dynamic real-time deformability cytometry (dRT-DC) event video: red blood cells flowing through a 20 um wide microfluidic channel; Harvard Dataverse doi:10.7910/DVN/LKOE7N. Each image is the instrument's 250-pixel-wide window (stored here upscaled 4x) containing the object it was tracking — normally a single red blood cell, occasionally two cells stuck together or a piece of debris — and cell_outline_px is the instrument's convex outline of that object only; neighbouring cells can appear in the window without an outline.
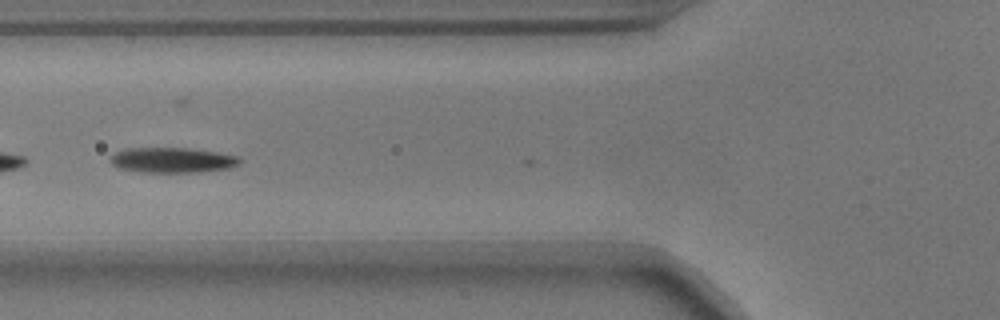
{"species": "common noctule bat (a hibernating species)", "species_latin": "Nyctalus noctula", "temperature_condition": "warm", "stored_images_in_passage": 18, "camera_frame_rate_fps": 3000, "um_per_image_px": 0.085, "animal": {"sex": "male", "body_mass_g": 17.9}, "frame": {"image": 1, "passage_image": 6, "time_ms": 1.667, "image_size_px": [1000, 320], "cell_outline_px": [[240, 164], [228, 168], [200, 172], [140, 172], [120, 168], [112, 164], [108, 160], [116, 152], [124, 148], [184, 148], [216, 152], [236, 156], [240, 160]], "centroid_in_image_um": [14.61, 13.61], "position_along_channel_um": 111.2, "area_um2": 18.84}}
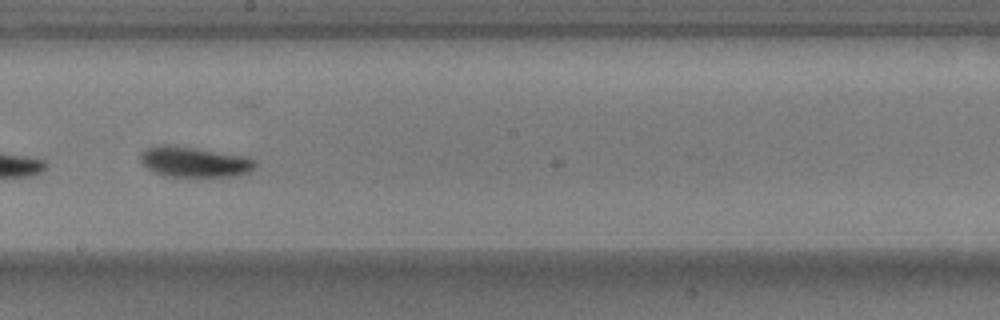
{"frame": {"image": 2, "passage_image": 16, "time_ms": 5.0, "image_size_px": [1000, 320], "cell_outline_px": [[256, 164], [248, 172], [232, 176], [164, 176], [152, 172], [140, 160], [140, 152], [144, 148], [156, 144], [168, 144], [244, 156], [256, 160]], "centroid_in_image_um": [16.43, 13.75], "position_along_channel_um": 231.8, "area_um2": 20.23}}